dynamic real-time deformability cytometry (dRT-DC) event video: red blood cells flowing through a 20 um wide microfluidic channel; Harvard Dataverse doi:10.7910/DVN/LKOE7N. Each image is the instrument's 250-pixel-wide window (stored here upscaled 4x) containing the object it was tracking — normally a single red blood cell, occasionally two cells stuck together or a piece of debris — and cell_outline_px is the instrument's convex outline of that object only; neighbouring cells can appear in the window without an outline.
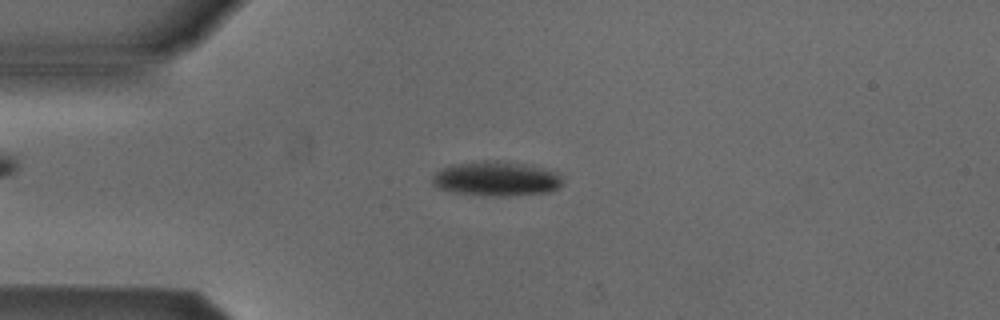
{"species": "Egyptian fruit bat (a non-hibernating species)", "species_latin": "Rousettus aegyptiacus", "temperature_condition": "cold", "stored_images_in_passage": 39, "camera_frame_rate_fps": 3000, "um_per_image_px": 0.085, "animal": {"sex": "male"}, "frame": {"image": 1, "passage_image": 7, "time_ms": 2.0, "image_size_px": [1000, 320], "cell_outline_px": [[560, 184], [556, 188], [548, 192], [508, 196], [496, 196], [452, 192], [436, 188], [432, 184], [432, 176], [440, 168], [452, 164], [484, 160], [500, 160], [524, 164], [556, 172], [560, 176]], "centroid_in_image_um": [42.09, 15.18], "position_along_channel_um": 42.9, "area_um2": 26.18}}
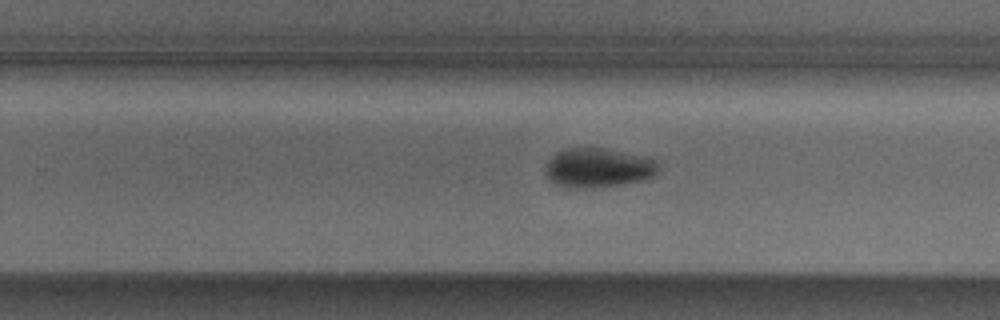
{"frame": {"image": 2, "passage_image": 27, "time_ms": 8.667, "image_size_px": [1000, 320], "cell_outline_px": [[656, 172], [652, 176], [644, 180], [620, 184], [592, 188], [564, 188], [556, 184], [544, 176], [544, 172], [548, 160], [556, 152], [564, 148], [604, 148], [644, 156], [656, 160]], "centroid_in_image_um": [50.76, 14.27], "position_along_channel_um": 279.0, "area_um2": 26.01}}
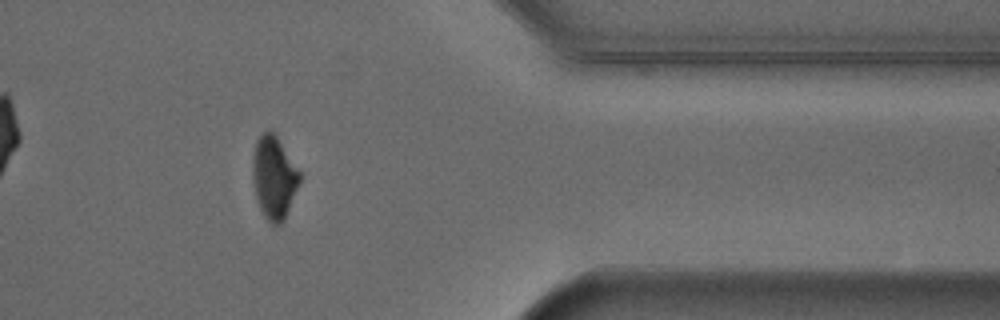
{"frame": {"image": 3, "passage_image": 37, "time_ms": 12.0, "image_size_px": [1000, 320], "cell_outline_px": [[300, 184], [284, 220], [280, 224], [272, 224], [264, 216], [260, 208], [256, 196], [252, 180], [252, 156], [256, 140], [264, 132], [272, 132], [276, 136], [300, 172]], "centroid_in_image_um": [23.28, 15.11], "position_along_channel_um": 388.1, "area_um2": 22.48}, "authors_computed_cell_mechanics": {"area_um2": 26.01, "velocity_mm_per_s": 3.8712, "shape_relaxation_time_tau1_ms": 2.3342, "shape_relaxation_time_tau2_ms": null, "deformation_change_tau1": 0.1097, "deformation_change_tau2": null}}